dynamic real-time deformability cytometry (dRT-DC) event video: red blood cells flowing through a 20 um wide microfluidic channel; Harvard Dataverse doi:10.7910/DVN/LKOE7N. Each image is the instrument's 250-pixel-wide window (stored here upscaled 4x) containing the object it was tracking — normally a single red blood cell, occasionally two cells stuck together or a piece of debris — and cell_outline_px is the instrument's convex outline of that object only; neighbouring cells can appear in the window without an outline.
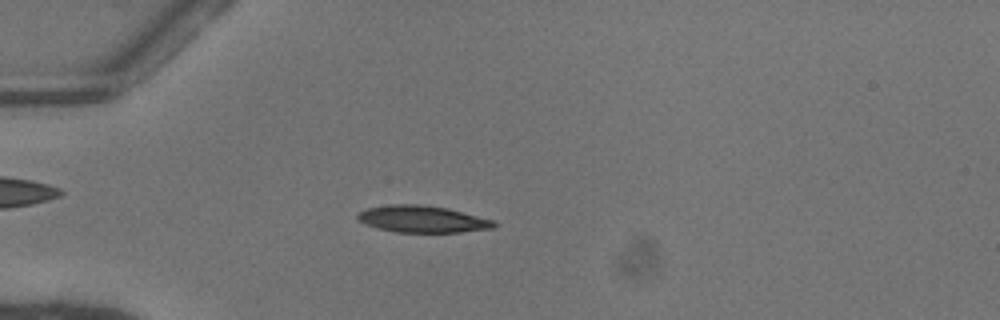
{"species": "common noctule bat (a hibernating species)", "species_latin": "Nyctalus noctula", "temperature_condition": "warm", "stored_images_in_passage": 51, "camera_frame_rate_fps": 3000, "um_per_image_px": 0.085, "animal": {"sex": "female"}, "frame": {"image": 1, "passage_image": 15, "time_ms": 4.667, "image_size_px": [1000, 320], "cell_outline_px": [[496, 228], [460, 232], [396, 232], [376, 228], [364, 224], [356, 216], [360, 212], [368, 208], [388, 204], [420, 204], [448, 208], [492, 220], [496, 224]], "centroid_in_image_um": [35.89, 18.62], "position_along_channel_um": 49.1, "area_um2": 21.27}}
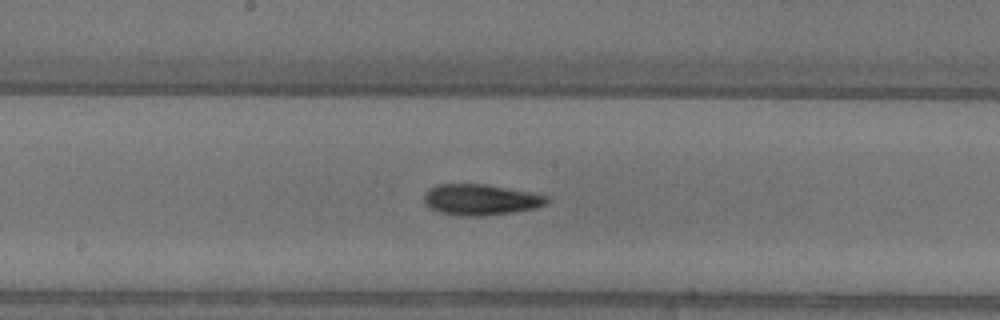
{"frame": {"image": 2, "passage_image": 28, "time_ms": 9.0, "image_size_px": [1000, 320], "cell_outline_px": [[548, 204], [536, 208], [512, 212], [484, 216], [460, 216], [440, 212], [428, 208], [424, 204], [424, 196], [428, 188], [436, 184], [484, 184], [528, 192], [548, 196]], "centroid_in_image_um": [40.81, 16.98], "position_along_channel_um": 207.4, "area_um2": 22.2}}
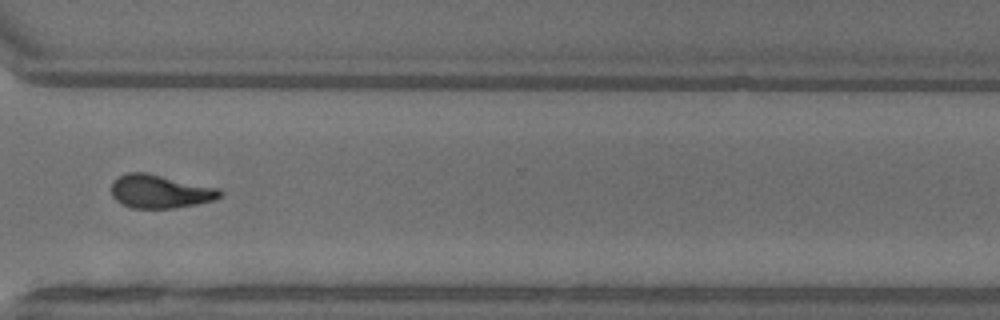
{"frame": {"image": 3, "passage_image": 39, "time_ms": 12.667, "image_size_px": [1000, 320], "cell_outline_px": [[224, 196], [212, 200], [196, 204], [172, 208], [132, 208], [120, 204], [112, 196], [112, 184], [120, 176], [128, 172], [148, 172], [216, 188], [224, 192]], "centroid_in_image_um": [13.6, 16.27], "position_along_channel_um": 357.0, "area_um2": 21.04}, "authors_computed_cell_mechanics": {"area_um2": 20.6924, "velocity_mm_per_s": 4.0894, "shape_relaxation_time_tau1_ms": 4.8512, "shape_relaxation_time_tau2_ms": 2.7048, "deformation_change_tau1": 0.1857, "deformation_change_tau2": 0.1109}}